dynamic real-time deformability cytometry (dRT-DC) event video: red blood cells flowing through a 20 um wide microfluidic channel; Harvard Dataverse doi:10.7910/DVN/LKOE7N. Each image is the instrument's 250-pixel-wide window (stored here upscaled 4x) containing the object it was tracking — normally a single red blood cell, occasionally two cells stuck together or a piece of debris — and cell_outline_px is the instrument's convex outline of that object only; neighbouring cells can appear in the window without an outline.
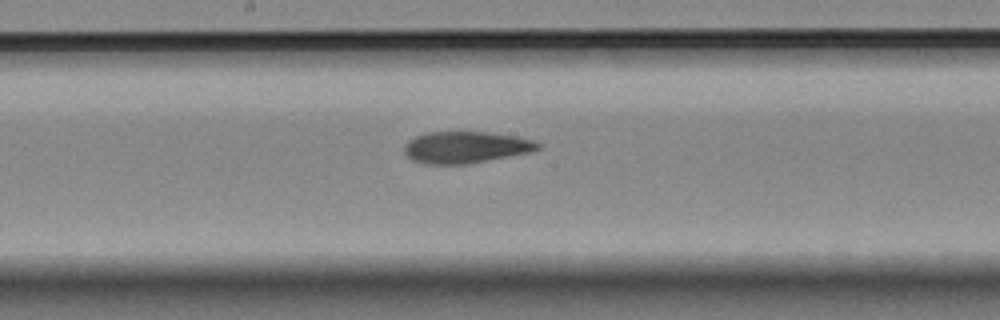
{"species": "Egyptian fruit bat (a non-hibernating species)", "species_latin": "Rousettus aegyptiacus", "temperature_condition": "room temperature", "stored_images_in_passage": 10, "segment_of_instrument_passage": [1, 2], "camera_frame_rate_fps": 3000, "um_per_image_px": 0.085, "animal": {"sex": "female"}, "frame": {"image": 1, "passage_image": 9, "time_ms": 2.667, "image_size_px": [1000, 320], "cell_outline_px": [[544, 144], [540, 148], [532, 152], [464, 164], [424, 164], [412, 160], [404, 152], [404, 144], [408, 140], [424, 132], [484, 132], [516, 136], [532, 140]], "centroid_in_image_um": [39.58, 12.51], "position_along_channel_um": 208.6, "area_um2": 24.68}}